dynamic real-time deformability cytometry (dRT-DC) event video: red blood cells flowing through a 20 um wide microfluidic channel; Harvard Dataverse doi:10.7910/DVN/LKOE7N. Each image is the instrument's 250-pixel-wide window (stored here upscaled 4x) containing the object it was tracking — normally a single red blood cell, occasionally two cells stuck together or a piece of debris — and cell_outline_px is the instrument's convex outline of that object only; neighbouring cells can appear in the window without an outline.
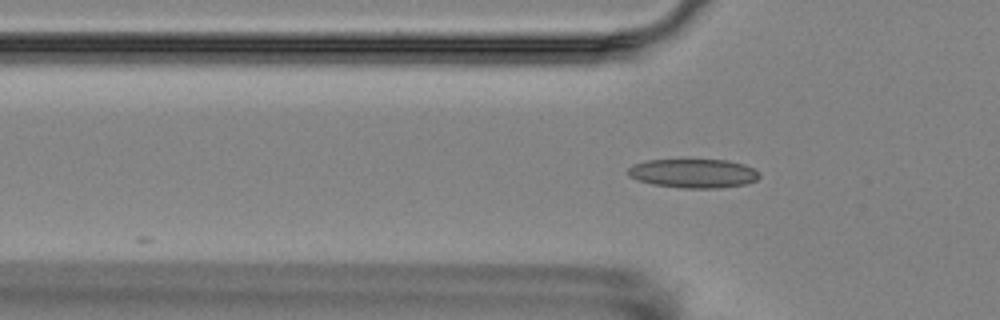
{"species": "Egyptian fruit bat (a non-hibernating species)", "species_latin": "Rousettus aegyptiacus", "temperature_condition": "room temperature", "stored_images_in_passage": 5, "camera_frame_rate_fps": 3000, "um_per_image_px": 0.085, "animal": {"sex": "female"}, "frame": {"image": 1, "passage_image": 5, "time_ms": 4.667, "image_size_px": [1000, 320], "cell_outline_px": [[760, 176], [756, 180], [744, 184], [716, 188], [680, 188], [652, 184], [636, 180], [628, 176], [628, 168], [632, 164], [648, 160], [728, 160], [744, 164], [752, 168]], "centroid_in_image_um": [58.88, 14.74], "position_along_channel_um": 66.9, "area_um2": 22.14}}